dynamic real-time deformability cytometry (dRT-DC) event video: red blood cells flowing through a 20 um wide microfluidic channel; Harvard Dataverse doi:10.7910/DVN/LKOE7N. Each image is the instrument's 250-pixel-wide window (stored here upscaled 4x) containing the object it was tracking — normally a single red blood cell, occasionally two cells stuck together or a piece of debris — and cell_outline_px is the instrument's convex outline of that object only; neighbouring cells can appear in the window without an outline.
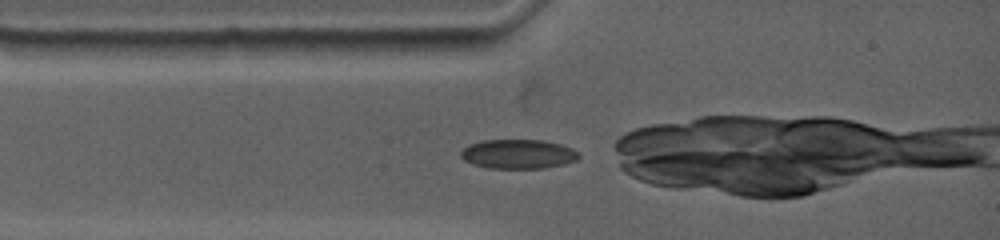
{"species": "common noctule bat (a hibernating species)", "species_latin": "Nyctalus noctula", "temperature_condition": "warm", "stored_images_in_passage": 2, "camera_frame_rate_fps": 4500, "um_per_image_px": 0.085, "animal": {"sex": "female", "body_mass_g": 19.0, "forearm_length_mm": 53.3}, "frame": {"image": 1, "passage_image": 1, "time_ms": 0.0, "image_size_px": [1000, 240], "cell_outline_px": [[580, 156], [576, 160], [564, 164], [544, 168], [488, 168], [472, 164], [464, 160], [460, 156], [460, 152], [468, 144], [484, 140], [544, 140], [560, 144], [572, 148]], "centroid_in_image_um": [44.02, 13.09], "position_along_channel_um": 41.0, "area_um2": 20.17}}